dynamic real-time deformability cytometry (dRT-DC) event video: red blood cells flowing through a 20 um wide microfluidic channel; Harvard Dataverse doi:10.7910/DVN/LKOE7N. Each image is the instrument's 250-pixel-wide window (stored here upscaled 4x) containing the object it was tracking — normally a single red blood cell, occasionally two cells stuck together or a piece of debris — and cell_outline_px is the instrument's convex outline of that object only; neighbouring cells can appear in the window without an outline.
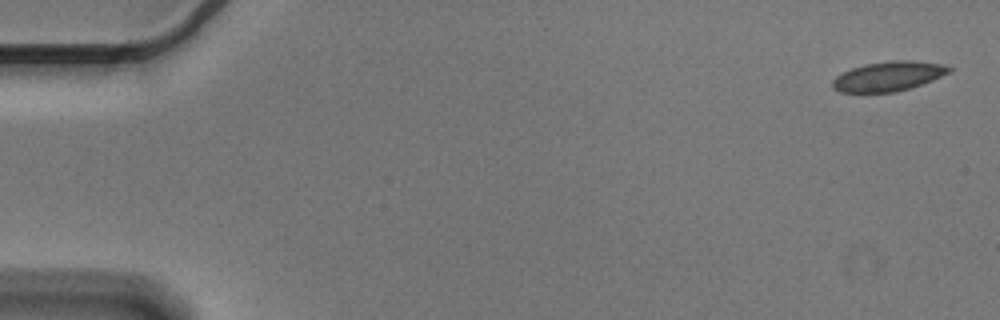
{"species": "Egyptian fruit bat (a non-hibernating species)", "species_latin": "Rousettus aegyptiacus", "temperature_condition": "cold", "stored_images_in_passage": 5, "segment_of_instrument_passage": [1, 2], "camera_frame_rate_fps": 3000, "um_per_image_px": 0.085, "animal": {"sex": "male"}, "frame": {"image": 1, "passage_image": 1, "time_ms": 0.0, "image_size_px": [1000, 320], "cell_outline_px": [[952, 68], [948, 72], [932, 80], [896, 92], [840, 92], [832, 88], [832, 80], [836, 76], [852, 68], [864, 64], [892, 60], [916, 60], [944, 64]], "centroid_in_image_um": [75.49, 6.47], "position_along_channel_um": 9.5, "area_um2": 20.0}}
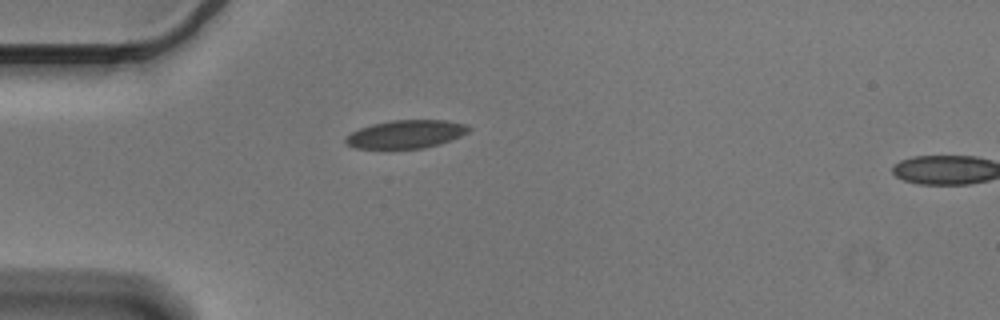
{"frame": {"image": 2, "passage_image": 4, "time_ms": 1.0, "image_size_px": [1000, 320], "cell_outline_px": [[472, 128], [468, 132], [460, 136], [440, 144], [424, 148], [356, 148], [348, 144], [344, 140], [344, 136], [360, 128], [372, 124], [392, 120], [444, 120], [464, 124]], "centroid_in_image_um": [34.5, 11.4], "position_along_channel_um": 50.5, "area_um2": 20.06}}